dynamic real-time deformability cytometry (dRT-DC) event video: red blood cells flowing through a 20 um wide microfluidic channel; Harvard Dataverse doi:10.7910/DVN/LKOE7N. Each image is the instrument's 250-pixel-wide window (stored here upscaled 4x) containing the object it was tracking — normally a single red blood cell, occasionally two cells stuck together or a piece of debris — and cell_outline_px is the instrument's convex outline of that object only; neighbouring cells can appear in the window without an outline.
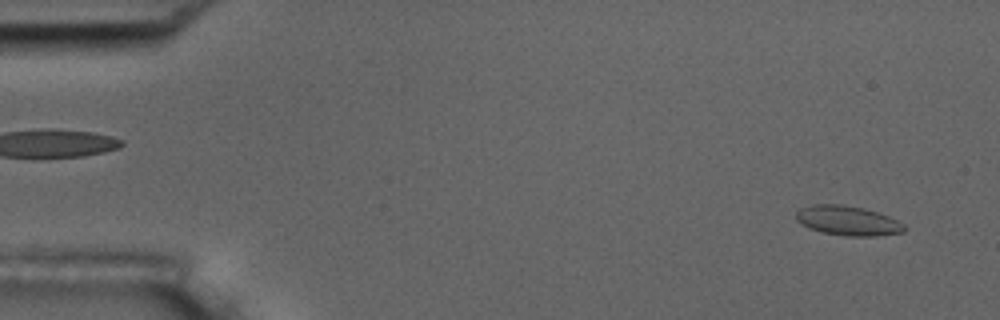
{"species": "common noctule bat (a hibernating species)", "species_latin": "Nyctalus noctula", "temperature_condition": "room temperature", "stored_images_in_passage": 5, "camera_frame_rate_fps": 3000, "um_per_image_px": 0.085, "animal": {"sex": "male", "body_mass_g": 17.5, "forearm_length_mm": 52.3}, "frame": {"image": 1, "passage_image": 5, "time_ms": 5.667, "image_size_px": [1000, 320], "cell_outline_px": [[904, 232], [876, 236], [844, 236], [824, 232], [808, 228], [800, 224], [796, 220], [796, 212], [800, 208], [812, 204], [840, 204], [864, 208], [888, 216], [904, 224]], "centroid_in_image_um": [72.02, 18.75], "position_along_channel_um": 13.0, "area_um2": 18.67}}